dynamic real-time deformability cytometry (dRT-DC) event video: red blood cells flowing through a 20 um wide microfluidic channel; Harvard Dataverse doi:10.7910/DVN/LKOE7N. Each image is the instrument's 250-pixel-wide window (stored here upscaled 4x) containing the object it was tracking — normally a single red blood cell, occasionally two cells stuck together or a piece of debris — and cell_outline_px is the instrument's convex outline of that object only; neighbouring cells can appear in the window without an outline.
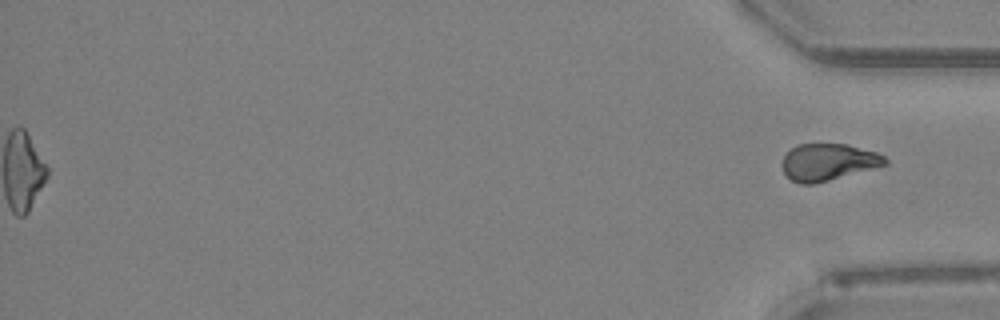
{"species": "Egyptian fruit bat (a non-hibernating species)", "species_latin": "Rousettus aegyptiacus", "temperature_condition": "room temperature", "stored_images_in_passage": 43, "segment_of_instrument_passage": [2, 2], "camera_frame_rate_fps": 3000, "um_per_image_px": 0.085, "animal": {"sex": "female"}, "frame": {"image": 1, "passage_image": 43, "time_ms": 14.0, "image_size_px": [1000, 320], "cell_outline_px": [[888, 164], [828, 180], [812, 184], [800, 184], [792, 180], [784, 172], [780, 164], [784, 156], [796, 144], [848, 144], [876, 152], [884, 156], [888, 160]], "centroid_in_image_um": [70.38, 13.76], "position_along_channel_um": 364.8, "area_um2": 21.96}}